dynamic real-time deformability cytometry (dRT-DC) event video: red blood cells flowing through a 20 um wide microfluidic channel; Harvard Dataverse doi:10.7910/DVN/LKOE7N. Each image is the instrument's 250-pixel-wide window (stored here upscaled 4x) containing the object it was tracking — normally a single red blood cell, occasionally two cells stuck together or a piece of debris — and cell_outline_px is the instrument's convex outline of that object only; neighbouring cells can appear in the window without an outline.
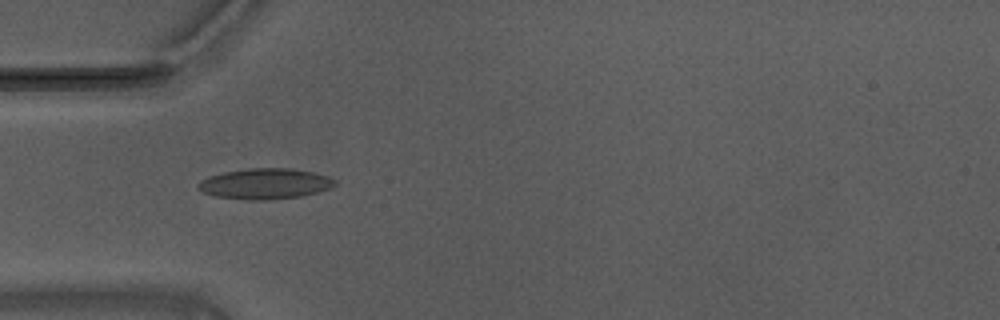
{"species": "Egyptian fruit bat (a non-hibernating species)", "species_latin": "Rousettus aegyptiacus", "temperature_condition": "warm", "stored_images_in_passage": 54, "camera_frame_rate_fps": 3000, "um_per_image_px": 0.085, "animal": {"sex": "male"}, "frame": {"image": 1, "passage_image": 16, "time_ms": 5.0, "image_size_px": [1000, 320], "cell_outline_px": [[336, 184], [332, 188], [300, 196], [264, 200], [248, 200], [216, 196], [204, 192], [196, 184], [200, 180], [208, 176], [224, 172], [248, 168], [288, 168], [312, 172], [328, 176], [336, 180]], "centroid_in_image_um": [22.53, 15.61], "position_along_channel_um": 62.5, "area_um2": 24.28}}
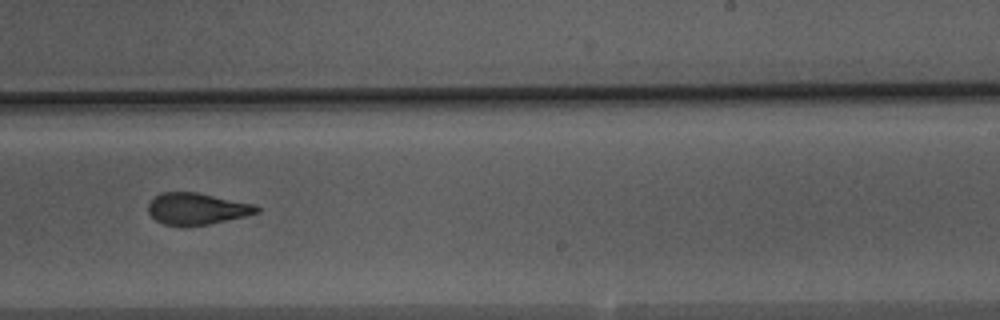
{"frame": {"image": 2, "passage_image": 33, "time_ms": 10.667, "image_size_px": [1000, 320], "cell_outline_px": [[260, 212], [212, 224], [164, 224], [156, 220], [148, 212], [148, 204], [160, 192], [196, 192], [256, 204], [260, 208]], "centroid_in_image_um": [16.77, 17.72], "position_along_channel_um": 272.2, "area_um2": 19.71}}
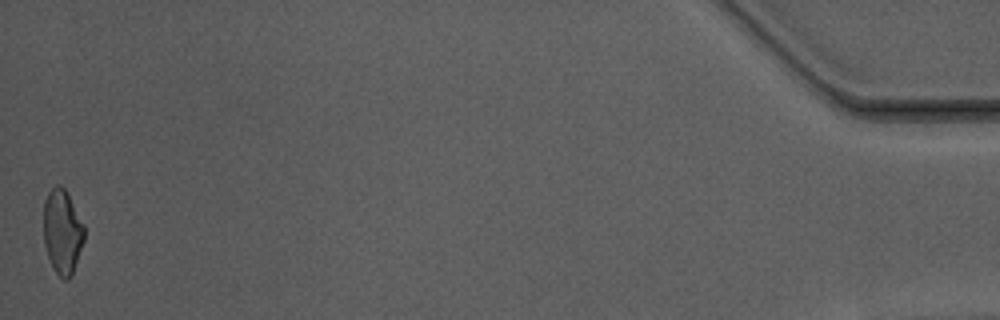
{"frame": {"image": 3, "passage_image": 54, "time_ms": 17.667, "image_size_px": [1000, 320], "cell_outline_px": [[84, 240], [72, 276], [68, 280], [64, 280], [52, 268], [44, 244], [44, 200], [48, 192], [56, 184], [60, 184], [64, 188], [84, 224]], "centroid_in_image_um": [5.3, 19.71], "position_along_channel_um": 429.9, "area_um2": 20.06}, "authors_computed_cell_mechanics": {"area_um2": 20.9814, "velocity_mm_per_s": 3.7281, "shape_relaxation_time_tau1_ms": null, "shape_relaxation_time_tau2_ms": 1.7143, "deformation_change_tau1": null, "deformation_change_tau2": 0.0945}}